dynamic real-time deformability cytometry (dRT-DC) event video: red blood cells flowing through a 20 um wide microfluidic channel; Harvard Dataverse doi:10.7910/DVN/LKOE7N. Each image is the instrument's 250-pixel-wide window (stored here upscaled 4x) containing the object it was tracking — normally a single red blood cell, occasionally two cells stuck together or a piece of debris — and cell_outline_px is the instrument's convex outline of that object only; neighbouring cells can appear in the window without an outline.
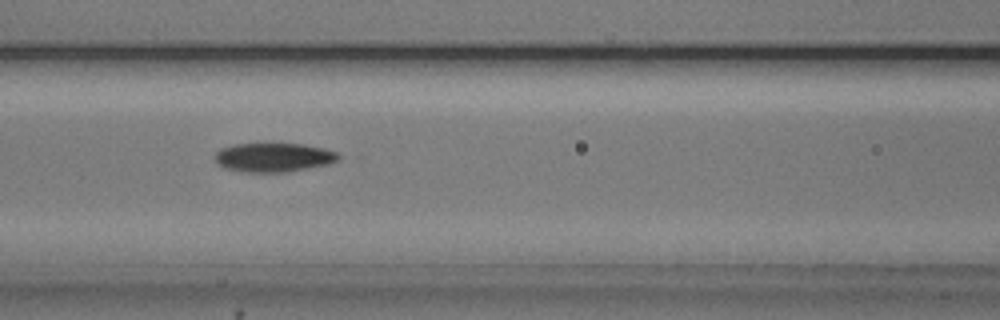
{"species": "common noctule bat (a hibernating species)", "species_latin": "Nyctalus noctula", "temperature_condition": "cold", "stored_images_in_passage": 48, "camera_frame_rate_fps": 3000, "um_per_image_px": 0.085, "animal": {"sex": "male", "body_mass_g": 20.5, "forearm_length_mm": 52.5}, "frame": {"image": 1, "passage_image": 17, "time_ms": 5.333, "image_size_px": [1000, 320], "cell_outline_px": [[344, 156], [340, 160], [328, 164], [288, 172], [244, 172], [224, 168], [216, 164], [216, 152], [220, 148], [232, 144], [304, 144], [324, 148], [336, 152]], "centroid_in_image_um": [23.28, 13.38], "position_along_channel_um": 143.3, "area_um2": 21.1}}
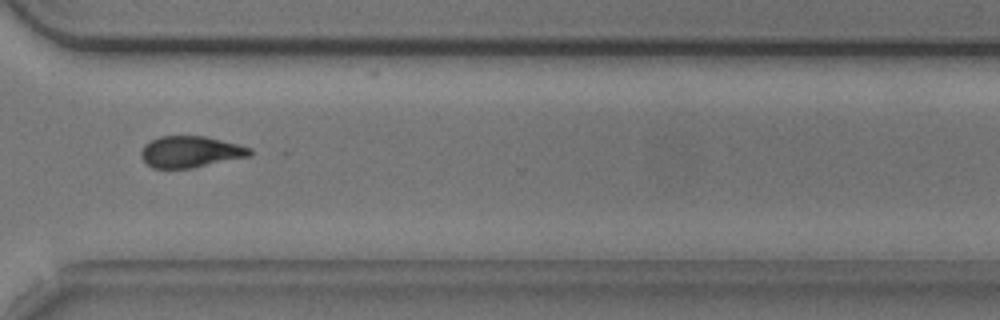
{"frame": {"image": 2, "passage_image": 34, "time_ms": 11.0, "image_size_px": [1000, 320], "cell_outline_px": [[252, 156], [192, 168], [152, 168], [140, 156], [140, 152], [144, 144], [160, 136], [204, 136], [252, 148]], "centroid_in_image_um": [16.19, 12.91], "position_along_channel_um": 354.4, "area_um2": 19.88}}
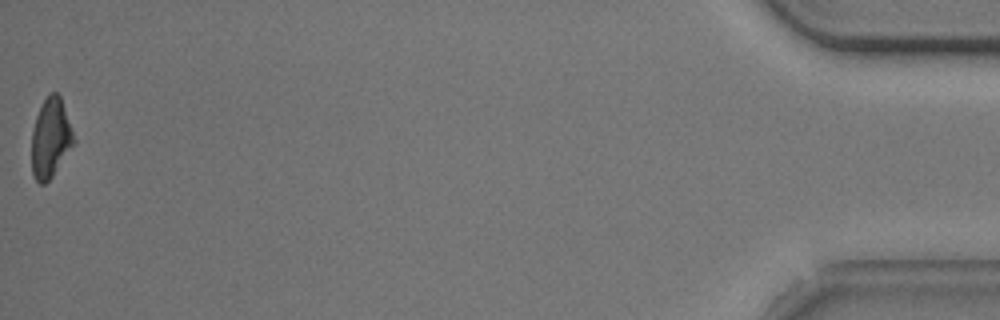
{"frame": {"image": 3, "passage_image": 48, "time_ms": 15.667, "image_size_px": [1000, 320], "cell_outline_px": [[76, 140], [52, 176], [44, 184], [40, 184], [32, 176], [32, 128], [36, 116], [48, 92], [56, 92], [60, 96]], "centroid_in_image_um": [4.29, 11.73], "position_along_channel_um": 430.9, "area_um2": 19.31}, "authors_computed_cell_mechanics": {"area_um2": 20.4901, "velocity_mm_per_s": 3.7334, "shape_relaxation_time_tau1_ms": 2.4978, "shape_relaxation_time_tau2_ms": null, "deformation_change_tau1": 0.1098, "deformation_change_tau2": null}}